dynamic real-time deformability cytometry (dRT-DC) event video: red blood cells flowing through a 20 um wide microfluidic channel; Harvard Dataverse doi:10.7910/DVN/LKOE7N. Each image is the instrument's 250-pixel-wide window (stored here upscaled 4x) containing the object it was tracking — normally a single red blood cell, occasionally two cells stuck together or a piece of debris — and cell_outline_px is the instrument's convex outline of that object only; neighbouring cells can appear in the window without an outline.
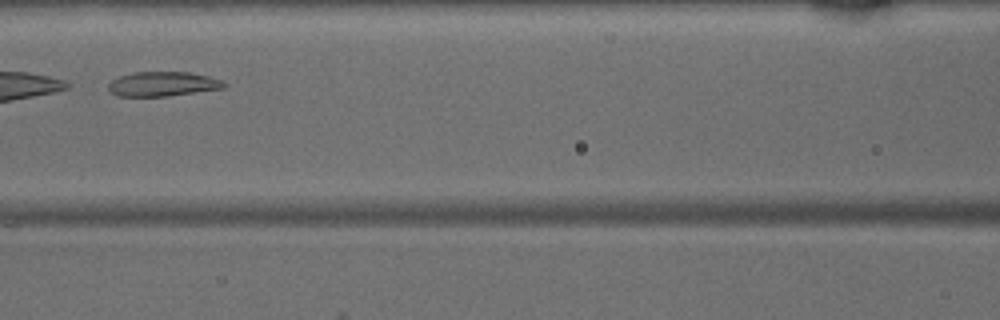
{"species": "common noctule bat (a hibernating species)", "species_latin": "Nyctalus noctula", "temperature_condition": "warm", "stored_images_in_passage": 36, "camera_frame_rate_fps": 3000, "um_per_image_px": 0.085, "animal": {"sex": "male", "body_mass_g": 15.6}, "frame": {"image": 1, "passage_image": 11, "time_ms": 3.333, "image_size_px": [1000, 320], "cell_outline_px": [[228, 84], [224, 88], [168, 96], [116, 96], [108, 88], [108, 84], [112, 80], [120, 76], [132, 72], [188, 72], [208, 76], [224, 80]], "centroid_in_image_um": [13.86, 7.13], "position_along_channel_um": 152.7, "area_um2": 16.59}}